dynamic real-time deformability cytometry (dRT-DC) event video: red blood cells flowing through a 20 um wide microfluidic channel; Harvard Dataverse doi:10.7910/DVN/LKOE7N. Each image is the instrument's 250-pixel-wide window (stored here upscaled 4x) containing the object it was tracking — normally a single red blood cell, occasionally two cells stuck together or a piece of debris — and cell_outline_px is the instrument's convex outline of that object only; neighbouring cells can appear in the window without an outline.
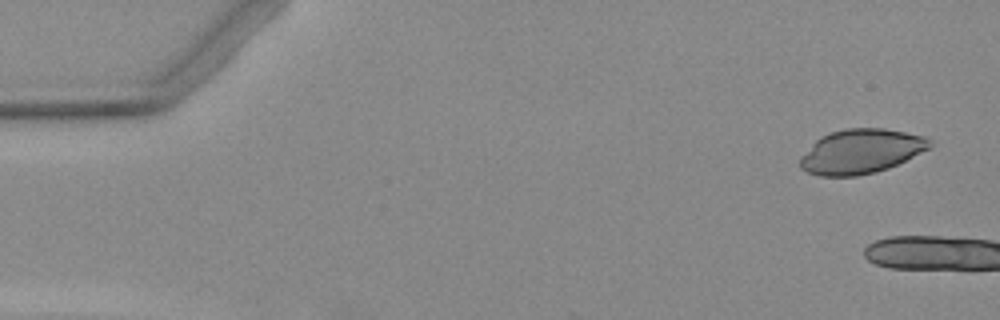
{"species": "Egyptian fruit bat (a non-hibernating species)", "species_latin": "Rousettus aegyptiacus", "temperature_condition": "warm", "stored_images_in_passage": 4, "camera_frame_rate_fps": 3000, "um_per_image_px": 0.085, "animal": {"sex": "female"}, "frame": {"image": 1, "passage_image": 1, "time_ms": 0.0, "image_size_px": [1000, 320], "cell_outline_px": [[932, 148], [888, 168], [876, 172], [856, 176], [820, 176], [808, 172], [800, 168], [800, 156], [820, 136], [844, 128], [884, 128], [924, 136], [932, 140]], "centroid_in_image_um": [73.2, 12.86], "position_along_channel_um": 11.8, "area_um2": 33.7}}